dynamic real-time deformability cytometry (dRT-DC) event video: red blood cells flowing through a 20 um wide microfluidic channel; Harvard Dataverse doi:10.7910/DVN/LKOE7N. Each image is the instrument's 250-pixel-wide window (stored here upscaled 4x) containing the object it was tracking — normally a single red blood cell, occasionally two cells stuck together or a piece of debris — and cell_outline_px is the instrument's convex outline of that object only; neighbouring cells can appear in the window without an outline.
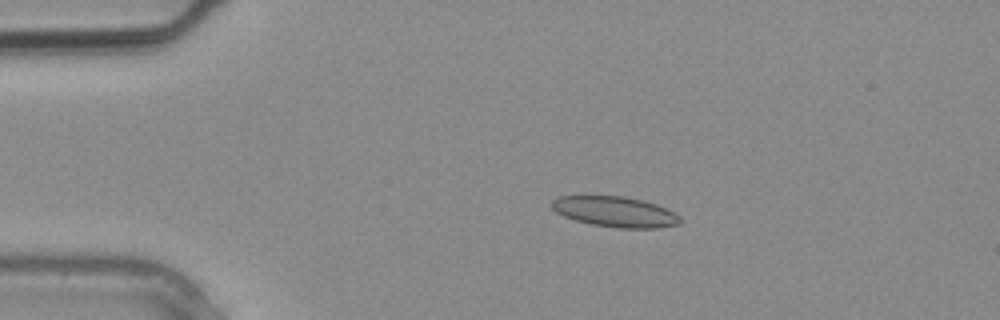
{"species": "common noctule bat (a hibernating species)", "species_latin": "Nyctalus noctula", "temperature_condition": "warm", "stored_images_in_passage": 3, "camera_frame_rate_fps": 3000, "um_per_image_px": 0.085, "animal": {"sex": "male", "body_mass_g": 20.4}, "frame": {"image": 1, "passage_image": 2, "time_ms": 0.333, "image_size_px": [1000, 320], "cell_outline_px": [[680, 224], [656, 228], [616, 228], [592, 224], [576, 220], [564, 216], [556, 212], [552, 208], [552, 200], [560, 196], [624, 196], [644, 200], [656, 204], [680, 216]], "centroid_in_image_um": [52.28, 18.0], "position_along_channel_um": 32.7, "area_um2": 22.66}}